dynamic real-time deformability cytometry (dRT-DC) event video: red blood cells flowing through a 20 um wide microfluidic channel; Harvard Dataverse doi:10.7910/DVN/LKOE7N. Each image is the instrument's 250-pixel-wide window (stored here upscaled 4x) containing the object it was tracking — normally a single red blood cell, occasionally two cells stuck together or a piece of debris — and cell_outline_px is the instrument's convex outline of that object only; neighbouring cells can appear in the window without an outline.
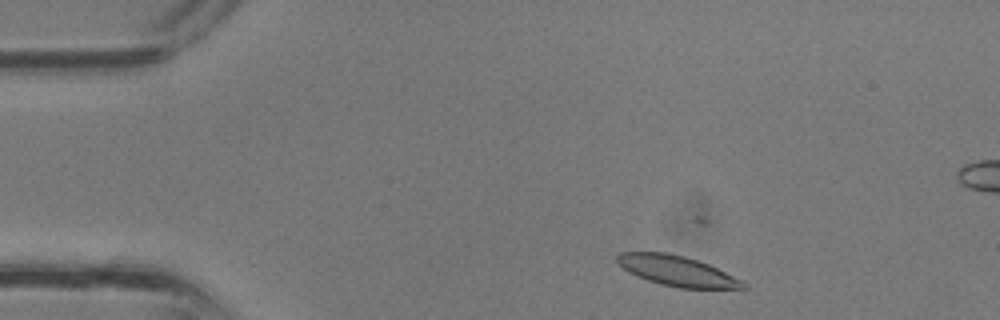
{"species": "common noctule bat (a hibernating species)", "species_latin": "Nyctalus noctula", "temperature_condition": "room temperature", "stored_images_in_passage": 23, "camera_frame_rate_fps": 3000, "um_per_image_px": 0.085, "animal": {"sex": "male", "body_mass_g": 13.3}, "frame": {"image": 1, "passage_image": 2, "time_ms": 0.333, "image_size_px": [1000, 320], "cell_outline_px": [[748, 288], [680, 288], [660, 284], [636, 276], [628, 272], [616, 260], [616, 256], [620, 252], [668, 252], [684, 256], [708, 264], [748, 284]], "centroid_in_image_um": [57.51, 23.02], "position_along_channel_um": 27.5, "area_um2": 21.91}}
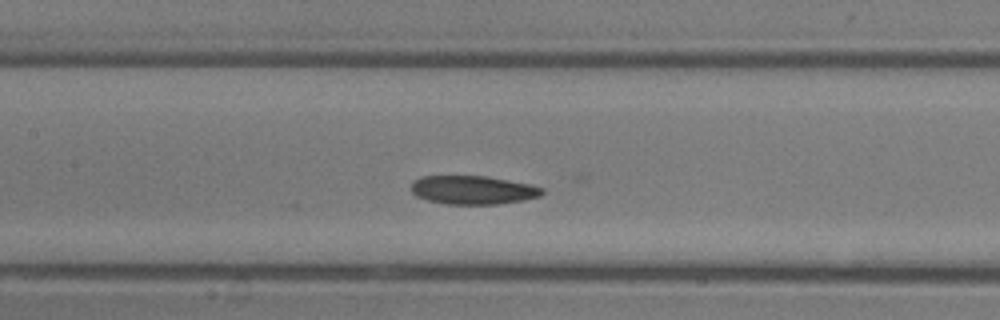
{"frame": {"image": 2, "passage_image": 13, "time_ms": 4.0, "image_size_px": [1000, 320], "cell_outline_px": [[544, 192], [540, 196], [524, 200], [500, 204], [444, 204], [428, 200], [416, 196], [412, 192], [412, 180], [424, 176], [484, 176], [532, 184], [544, 188]], "centroid_in_image_um": [40.22, 16.15], "position_along_channel_um": 167.2, "area_um2": 21.91}}
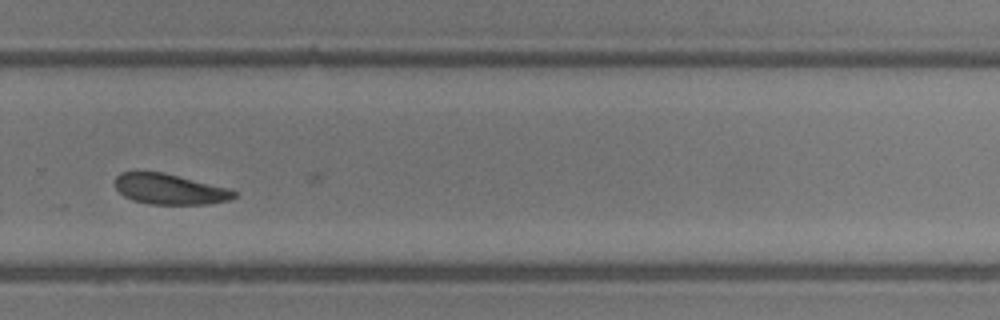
{"frame": {"image": 3, "passage_image": 21, "time_ms": 6.667, "image_size_px": [1000, 320], "cell_outline_px": [[236, 196], [232, 200], [204, 204], [148, 204], [132, 200], [124, 196], [116, 188], [116, 176], [120, 172], [164, 172], [228, 188], [236, 192]], "centroid_in_image_um": [14.43, 16.08], "position_along_channel_um": 315.4, "area_um2": 21.1}}